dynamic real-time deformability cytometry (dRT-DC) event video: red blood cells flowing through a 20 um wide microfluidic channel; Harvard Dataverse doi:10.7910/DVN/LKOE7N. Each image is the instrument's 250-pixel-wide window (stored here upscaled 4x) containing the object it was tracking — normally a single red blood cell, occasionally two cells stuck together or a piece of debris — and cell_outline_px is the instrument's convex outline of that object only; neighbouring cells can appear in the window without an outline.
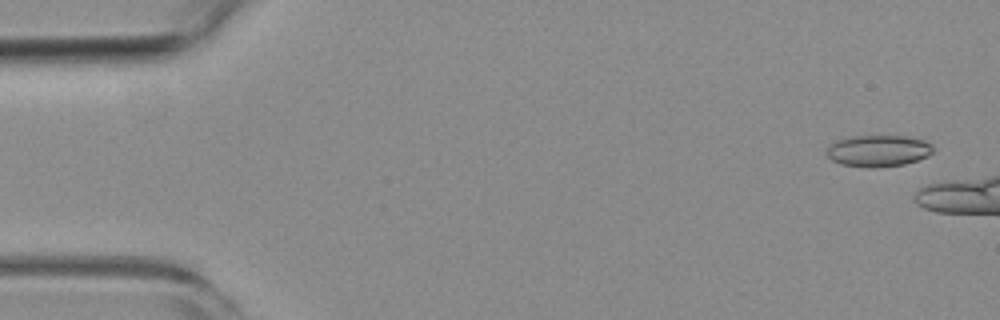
{"species": "common noctule bat (a hibernating species)", "species_latin": "Nyctalus noctula", "temperature_condition": "room temperature", "stored_images_in_passage": 9, "camera_frame_rate_fps": 3000, "um_per_image_px": 0.085, "animal": {"sex": "female", "body_mass_g": 19.3, "forearm_length_mm": 54.1}, "frame": {"image": 1, "passage_image": 3, "time_ms": 0.667, "image_size_px": [1000, 320], "cell_outline_px": [[936, 148], [928, 156], [904, 164], [872, 168], [840, 164], [832, 160], [828, 156], [828, 144], [836, 140], [852, 136], [908, 136], [924, 140], [932, 144]], "centroid_in_image_um": [74.67, 12.81], "position_along_channel_um": 10.3, "area_um2": 19.65}}